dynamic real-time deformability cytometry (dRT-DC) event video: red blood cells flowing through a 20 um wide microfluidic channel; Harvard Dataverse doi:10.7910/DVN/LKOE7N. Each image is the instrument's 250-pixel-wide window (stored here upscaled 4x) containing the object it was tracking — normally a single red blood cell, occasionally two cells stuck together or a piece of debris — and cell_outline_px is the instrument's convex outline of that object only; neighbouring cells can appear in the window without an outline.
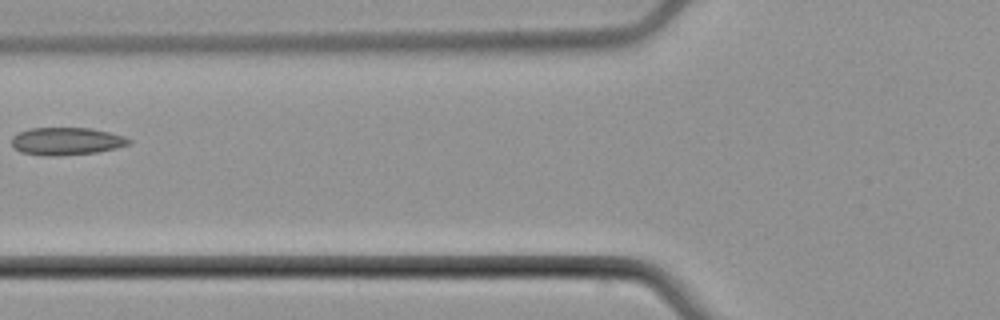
{"species": "common noctule bat (a hibernating species)", "species_latin": "Nyctalus noctula", "temperature_condition": "cold", "stored_images_in_passage": 5, "camera_frame_rate_fps": 3000, "um_per_image_px": 0.085, "animal": {"sex": "male", "body_mass_g": 21.5, "forearm_length_mm": 52.0}, "frame": {"image": 1, "passage_image": 4, "time_ms": 4.667, "image_size_px": [1000, 320], "cell_outline_px": [[132, 144], [116, 148], [96, 152], [60, 156], [44, 156], [20, 152], [12, 148], [12, 136], [28, 128], [92, 128], [124, 136], [132, 140]], "centroid_in_image_um": [5.64, 12.01], "position_along_channel_um": 120.2, "area_um2": 19.07}}
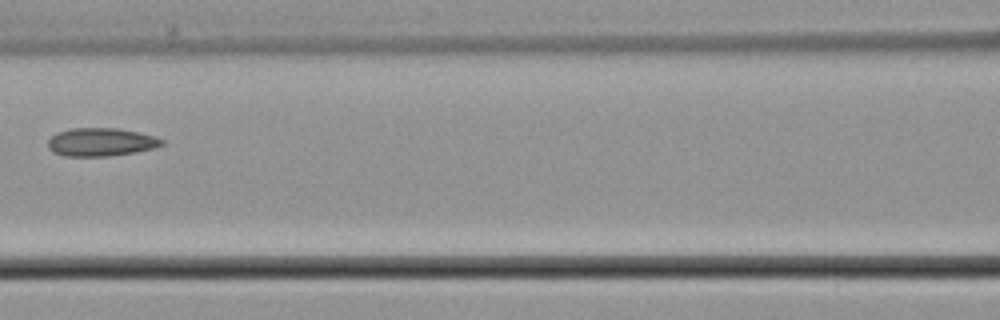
{"frame": {"image": 2, "passage_image": 5, "time_ms": 5.667, "image_size_px": [1000, 320], "cell_outline_px": [[164, 144], [152, 148], [136, 152], [112, 156], [64, 156], [52, 152], [48, 148], [48, 140], [56, 132], [72, 128], [116, 128], [140, 132], [156, 136], [164, 140]], "centroid_in_image_um": [8.58, 12.07], "position_along_channel_um": 158.0, "area_um2": 18.9}}